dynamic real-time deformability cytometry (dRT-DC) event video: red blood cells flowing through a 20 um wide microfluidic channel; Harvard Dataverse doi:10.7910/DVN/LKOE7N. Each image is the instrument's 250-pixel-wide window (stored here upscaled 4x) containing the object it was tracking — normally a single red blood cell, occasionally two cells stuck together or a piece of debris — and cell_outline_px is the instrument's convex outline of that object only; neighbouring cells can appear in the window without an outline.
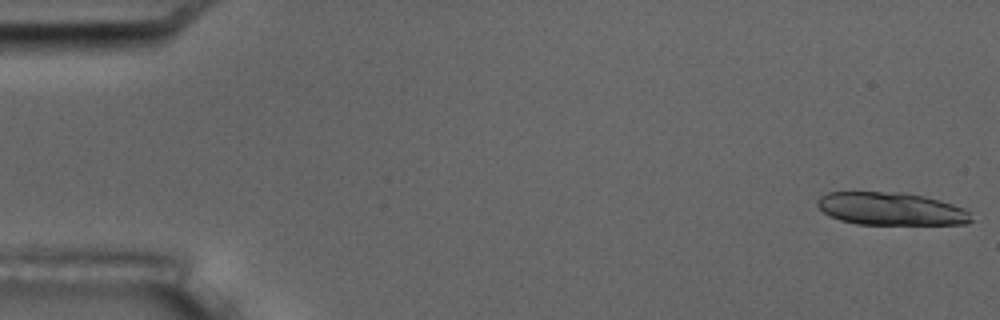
{"species": "common noctule bat (a hibernating species)", "species_latin": "Nyctalus noctula", "temperature_condition": "room temperature", "stored_images_in_passage": 8, "camera_frame_rate_fps": 3000, "um_per_image_px": 0.085, "animal": {"sex": "male", "body_mass_g": 17.5, "forearm_length_mm": 52.3}, "frame": {"image": 1, "passage_image": 1, "time_ms": 0.0, "image_size_px": [1000, 320], "cell_outline_px": [[972, 220], [968, 224], [856, 224], [840, 220], [828, 216], [816, 204], [816, 200], [820, 196], [828, 192], [852, 188], [904, 192], [924, 196], [940, 200], [964, 208], [968, 212]], "centroid_in_image_um": [75.61, 17.69], "position_along_channel_um": 9.4, "area_um2": 30.58}}